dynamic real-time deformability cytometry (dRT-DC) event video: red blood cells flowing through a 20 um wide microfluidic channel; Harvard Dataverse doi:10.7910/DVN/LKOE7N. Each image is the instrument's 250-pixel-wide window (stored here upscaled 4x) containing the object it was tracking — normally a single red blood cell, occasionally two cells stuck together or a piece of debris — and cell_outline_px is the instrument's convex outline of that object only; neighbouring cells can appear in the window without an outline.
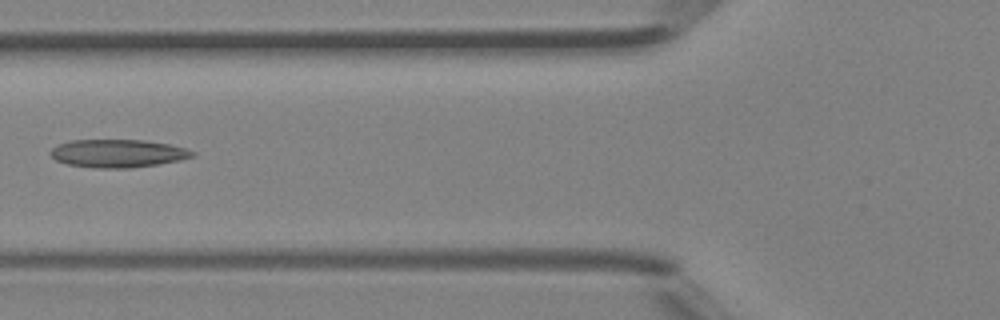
{"species": "Egyptian fruit bat (a non-hibernating species)", "species_latin": "Rousettus aegyptiacus", "temperature_condition": "room temperature", "stored_images_in_passage": 5, "camera_frame_rate_fps": 3000, "um_per_image_px": 0.085, "animal": {"sex": "female"}, "frame": {"image": 1, "passage_image": 5, "time_ms": 1.333, "image_size_px": [1000, 320], "cell_outline_px": [[196, 156], [180, 160], [156, 164], [128, 168], [96, 168], [68, 164], [56, 160], [48, 152], [52, 148], [68, 140], [144, 140], [168, 144], [188, 148], [196, 152]], "centroid_in_image_um": [10.04, 13.03], "position_along_channel_um": 115.8, "area_um2": 23.18}}